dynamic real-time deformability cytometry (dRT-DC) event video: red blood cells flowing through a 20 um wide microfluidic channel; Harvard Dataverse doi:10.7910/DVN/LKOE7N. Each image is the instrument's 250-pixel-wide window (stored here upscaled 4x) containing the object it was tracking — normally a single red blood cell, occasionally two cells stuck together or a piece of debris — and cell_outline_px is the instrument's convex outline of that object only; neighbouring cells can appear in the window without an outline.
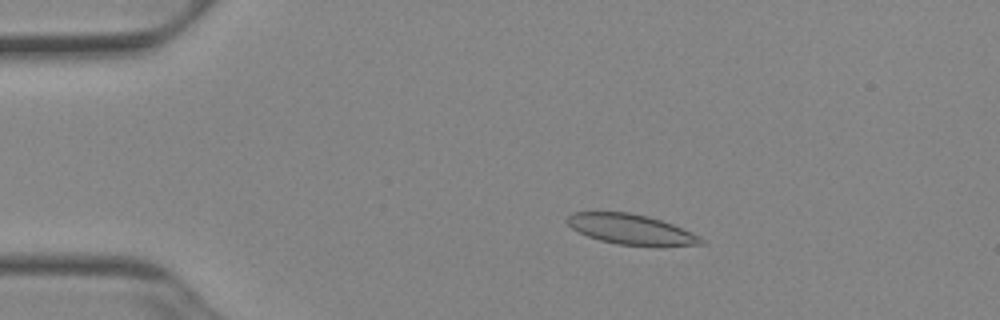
{"species": "Egyptian fruit bat (a non-hibernating species)", "species_latin": "Rousettus aegyptiacus", "temperature_condition": "cold", "stored_images_in_passage": 52, "camera_frame_rate_fps": 3000, "um_per_image_px": 0.085, "animal": {"sex": "female"}, "frame": {"image": 1, "passage_image": 10, "time_ms": 3.0, "image_size_px": [1000, 320], "cell_outline_px": [[704, 244], [660, 248], [616, 244], [600, 240], [588, 236], [572, 228], [564, 220], [572, 212], [628, 212], [648, 216], [672, 224], [692, 232], [700, 236], [704, 240]], "centroid_in_image_um": [53.7, 19.53], "position_along_channel_um": 31.3, "area_um2": 24.1}}
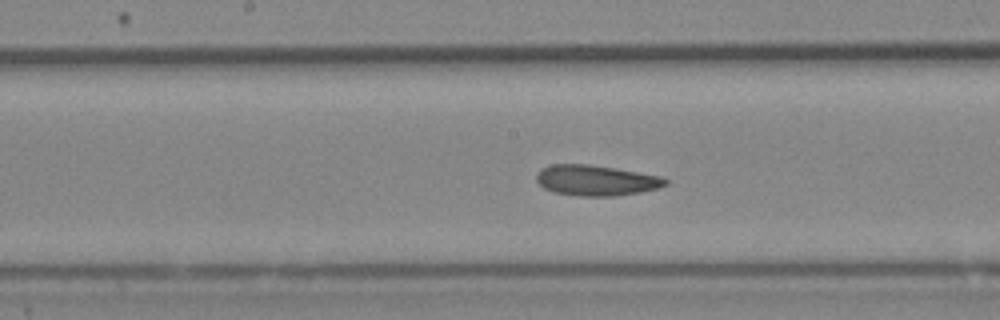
{"frame": {"image": 2, "passage_image": 27, "time_ms": 8.667, "image_size_px": [1000, 320], "cell_outline_px": [[668, 184], [656, 188], [640, 192], [612, 196], [580, 196], [556, 192], [544, 188], [536, 180], [536, 172], [552, 164], [588, 164], [616, 168], [664, 176], [668, 180]], "centroid_in_image_um": [50.69, 15.32], "position_along_channel_um": 197.5, "area_um2": 22.95}}
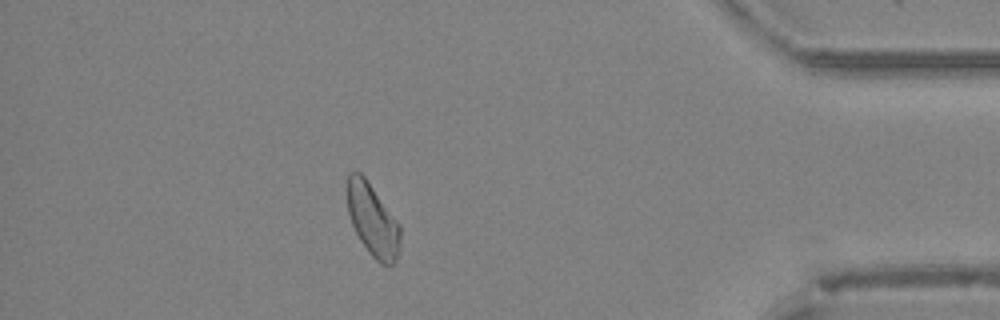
{"frame": {"image": 3, "passage_image": 46, "time_ms": 15.0, "image_size_px": [1000, 320], "cell_outline_px": [[400, 248], [396, 260], [392, 264], [380, 264], [368, 252], [360, 240], [352, 224], [348, 212], [348, 172], [360, 172], [364, 176], [400, 224]], "centroid_in_image_um": [31.69, 18.73], "position_along_channel_um": 403.5, "area_um2": 22.14}, "authors_computed_cell_mechanics": {"area_um2": 23.4668, "velocity_mm_per_s": 3.8869, "shape_relaxation_time_tau1_ms": null, "shape_relaxation_time_tau2_ms": 3.7153, "deformation_change_tau1": null, "deformation_change_tau2": 0.0997}}